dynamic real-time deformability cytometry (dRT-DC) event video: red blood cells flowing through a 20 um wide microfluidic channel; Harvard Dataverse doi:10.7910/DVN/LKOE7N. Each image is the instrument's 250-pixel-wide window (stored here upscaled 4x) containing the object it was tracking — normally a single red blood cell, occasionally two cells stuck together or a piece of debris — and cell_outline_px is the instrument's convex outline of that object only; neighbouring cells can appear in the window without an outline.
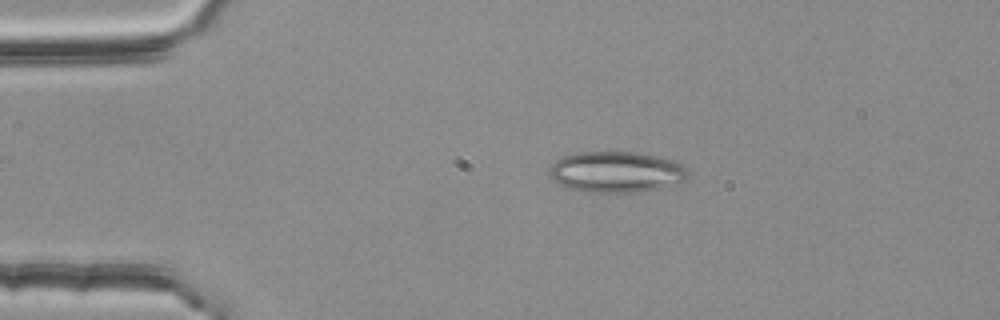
{"species": "common noctule bat (a hibernating species)", "species_latin": "Nyctalus noctula", "temperature_condition": "room temperature", "stored_images_in_passage": 46, "camera_frame_rate_fps": 3000, "um_per_image_px": 0.085, "animal": {"sex": "female", "body_mass_g": 25.1}, "frame": {"image": 1, "passage_image": 10, "time_ms": 3.0, "image_size_px": [1000, 320], "cell_outline_px": [[692, 172], [684, 180], [660, 188], [632, 192], [588, 192], [568, 188], [560, 184], [548, 172], [552, 164], [556, 160], [564, 156], [580, 152], [636, 152], [656, 156], [672, 160], [684, 164]], "centroid_in_image_um": [52.43, 14.61], "position_along_channel_um": 32.6, "area_um2": 32.95}}
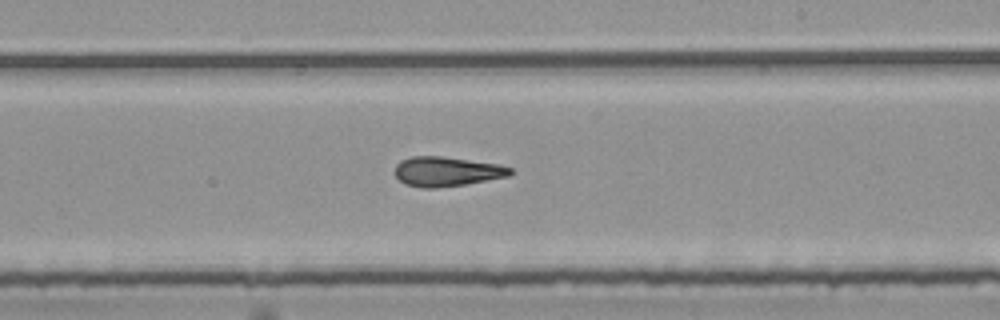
{"frame": {"image": 2, "passage_image": 31, "time_ms": 10.0, "image_size_px": [1000, 320], "cell_outline_px": [[512, 172], [508, 176], [464, 184], [436, 188], [424, 188], [404, 184], [392, 172], [396, 164], [400, 160], [412, 156], [444, 156], [500, 164], [512, 168]], "centroid_in_image_um": [37.92, 14.56], "position_along_channel_um": 251.1, "area_um2": 20.06}}
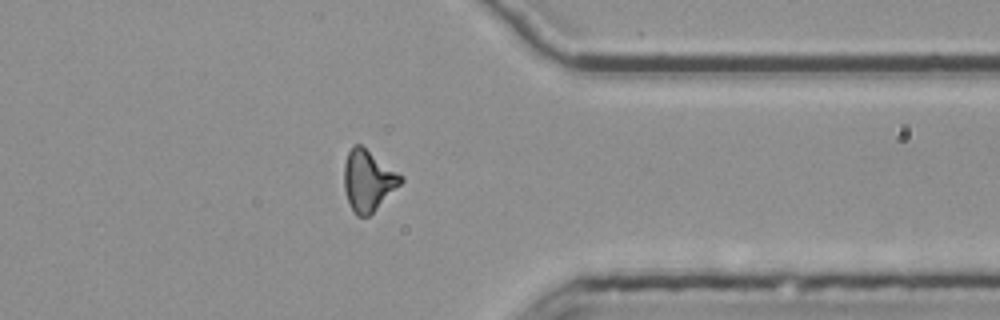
{"frame": {"image": 3, "passage_image": 42, "time_ms": 13.667, "image_size_px": [1000, 320], "cell_outline_px": [[404, 180], [368, 216], [356, 216], [348, 204], [344, 188], [344, 164], [348, 152], [356, 144], [360, 144], [404, 176]], "centroid_in_image_um": [31.27, 15.34], "position_along_channel_um": 380.1, "area_um2": 19.88}, "authors_computed_cell_mechanics": {"area_um2": 20.23, "velocity_mm_per_s": 3.7811, "shape_relaxation_time_tau1_ms": null, "shape_relaxation_time_tau2_ms": 5.8591, "deformation_change_tau1": null, "deformation_change_tau2": 0.183}}